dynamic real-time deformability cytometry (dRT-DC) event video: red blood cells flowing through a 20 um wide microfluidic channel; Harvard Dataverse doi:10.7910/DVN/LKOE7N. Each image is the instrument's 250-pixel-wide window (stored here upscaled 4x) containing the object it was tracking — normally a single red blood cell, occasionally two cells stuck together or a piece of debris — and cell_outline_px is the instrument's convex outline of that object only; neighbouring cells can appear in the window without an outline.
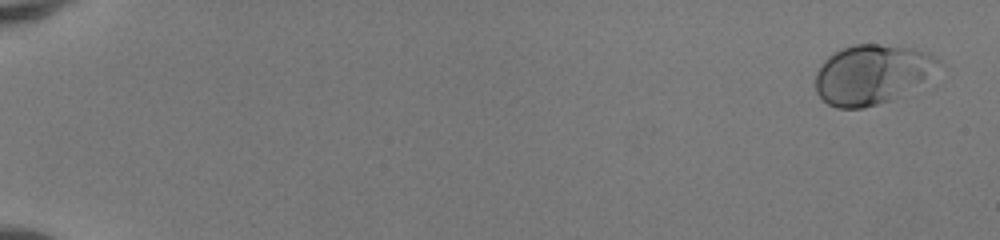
{"species": "human", "species_latin": "Homo sapiens", "temperature_condition": "room temperature", "stored_images_in_passage": 53, "camera_frame_rate_fps": 3000, "um_per_image_px": 0.085, "donor": {"sex": "female"}, "frame": {"image": 1, "passage_image": 3, "time_ms": 0.667, "image_size_px": [1000, 240], "cell_outline_px": [[944, 64], [920, 80], [888, 100], [864, 108], [836, 108], [828, 104], [816, 92], [816, 72], [820, 64], [832, 52], [852, 44], [880, 44], [916, 48], [940, 56]], "centroid_in_image_um": [74.07, 6.26], "position_along_channel_um": 10.9, "area_um2": 42.25}}
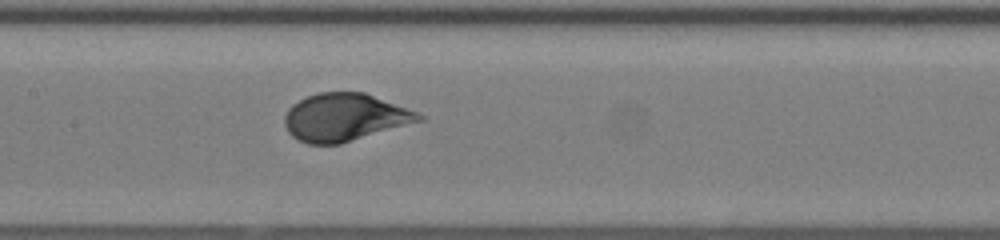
{"frame": {"image": 2, "passage_image": 29, "time_ms": 9.333, "image_size_px": [1000, 240], "cell_outline_px": [[428, 120], [340, 144], [308, 144], [292, 136], [288, 132], [284, 124], [284, 116], [288, 108], [292, 104], [308, 96], [320, 92], [364, 92], [416, 112], [424, 116]], "centroid_in_image_um": [29.32, 9.98], "position_along_channel_um": 178.1, "area_um2": 37.4}}
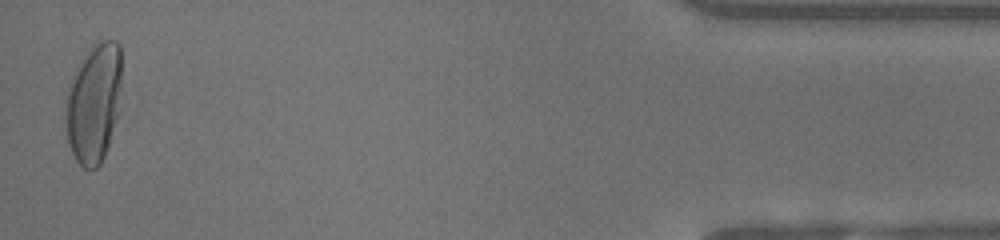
{"frame": {"image": 3, "passage_image": 52, "time_ms": 17.0, "image_size_px": [1000, 240], "cell_outline_px": [[120, 88], [116, 120], [104, 156], [100, 164], [96, 168], [84, 168], [76, 160], [68, 144], [64, 120], [68, 92], [80, 60], [92, 44], [100, 40], [116, 40], [120, 44]], "centroid_in_image_um": [7.96, 8.75], "position_along_channel_um": 427.2, "area_um2": 38.61}, "authors_computed_cell_mechanics": {"area_um2": 37.8012, "velocity_mm_per_s": 4.1469, "shape_relaxation_time_tau1_ms": 5.3681, "shape_relaxation_time_tau2_ms": null, "deformation_change_tau1": 0.2159, "deformation_change_tau2": null}}